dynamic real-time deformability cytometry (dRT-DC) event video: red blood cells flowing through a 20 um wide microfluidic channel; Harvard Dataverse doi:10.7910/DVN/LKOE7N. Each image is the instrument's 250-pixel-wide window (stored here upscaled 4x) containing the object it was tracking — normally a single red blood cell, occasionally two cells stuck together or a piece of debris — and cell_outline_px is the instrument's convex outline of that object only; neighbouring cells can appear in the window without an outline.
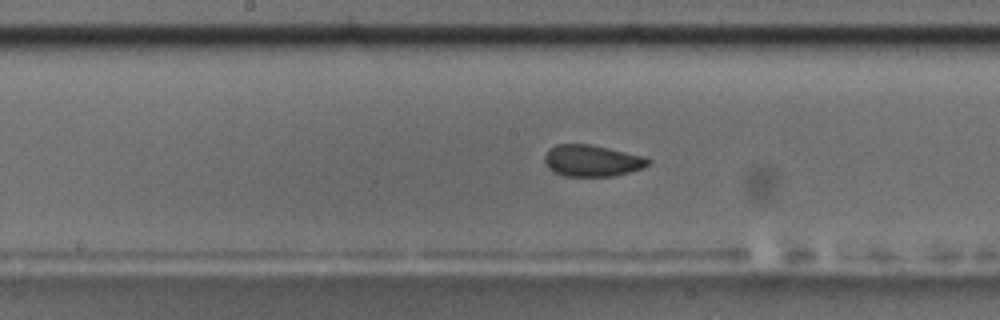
{"species": "common noctule bat (a hibernating species)", "species_latin": "Nyctalus noctula", "temperature_condition": "room temperature", "stored_images_in_passage": 48, "camera_frame_rate_fps": 3000, "um_per_image_px": 0.085, "animal": {"sex": "male", "body_mass_g": 17.5, "forearm_length_mm": 52.3}, "frame": {"image": 1, "passage_image": 21, "time_ms": 6.667, "image_size_px": [1000, 320], "cell_outline_px": [[652, 160], [644, 168], [612, 176], [564, 176], [552, 172], [544, 164], [544, 156], [548, 148], [556, 144], [592, 144], [644, 156]], "centroid_in_image_um": [50.28, 13.65], "position_along_channel_um": 197.9, "area_um2": 19.31}, "authors_computed_cell_mechanics": {"area_um2": 19.4208, "velocity_mm_per_s": 3.6036, "shape_relaxation_time_tau1_ms": null, "shape_relaxation_time_tau2_ms": 0.7518, "deformation_change_tau1": null, "deformation_change_tau2": 0.0481}}